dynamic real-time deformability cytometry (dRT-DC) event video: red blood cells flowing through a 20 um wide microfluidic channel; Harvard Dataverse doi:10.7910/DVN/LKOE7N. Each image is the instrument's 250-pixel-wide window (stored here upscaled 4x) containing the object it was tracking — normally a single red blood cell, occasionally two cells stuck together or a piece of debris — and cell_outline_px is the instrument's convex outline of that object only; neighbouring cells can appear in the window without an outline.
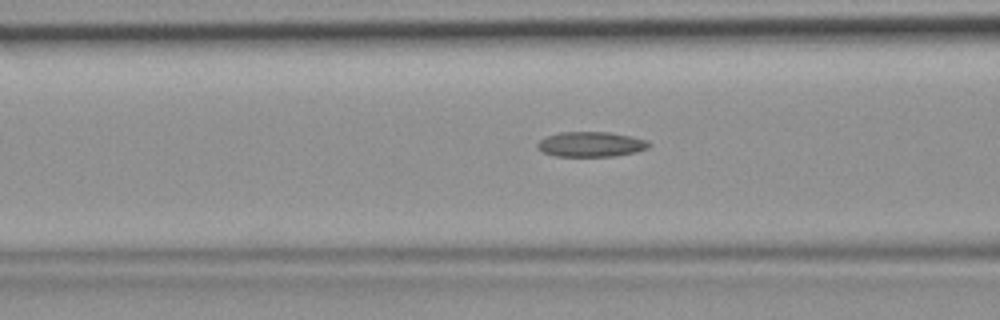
{"species": "common noctule bat (a hibernating species)", "species_latin": "Nyctalus noctula", "temperature_condition": "room temperature", "stored_images_in_passage": 15, "camera_frame_rate_fps": 3000, "um_per_image_px": 0.085, "animal": {"sex": "female", "body_mass_g": 19.9}, "frame": {"image": 1, "passage_image": 13, "time_ms": 4.0, "image_size_px": [1000, 320], "cell_outline_px": [[652, 144], [648, 148], [636, 152], [612, 156], [556, 156], [544, 152], [536, 148], [536, 144], [540, 140], [548, 136], [560, 132], [612, 132], [632, 136], [648, 140]], "centroid_in_image_um": [50.27, 12.26], "position_along_channel_um": 116.3, "area_um2": 16.36}}